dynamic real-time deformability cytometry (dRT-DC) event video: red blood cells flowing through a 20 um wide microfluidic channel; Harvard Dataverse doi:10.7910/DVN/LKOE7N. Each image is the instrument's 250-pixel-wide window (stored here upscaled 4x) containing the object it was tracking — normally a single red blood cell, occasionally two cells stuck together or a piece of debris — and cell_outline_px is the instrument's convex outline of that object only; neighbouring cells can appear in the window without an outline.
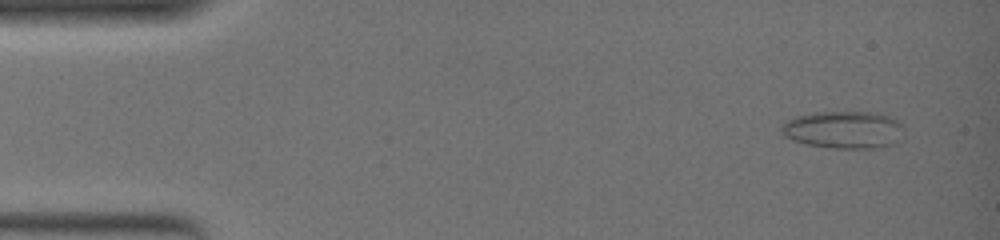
{"species": "common noctule bat (a hibernating species)", "species_latin": "Nyctalus noctula", "temperature_condition": "warm", "stored_images_in_passage": 52, "camera_frame_rate_fps": 3000, "um_per_image_px": 0.085, "animal": {"sex": "female", "body_mass_g": 19.0, "forearm_length_mm": 51.5}, "frame": {"image": 1, "passage_image": 4, "time_ms": 1.0, "image_size_px": [1000, 240], "cell_outline_px": [[904, 128], [892, 144], [876, 148], [832, 148], [804, 144], [792, 140], [784, 136], [780, 132], [780, 124], [796, 116], [812, 112], [872, 112], [888, 116], [904, 124]], "centroid_in_image_um": [71.64, 11.02], "position_along_channel_um": 13.4, "area_um2": 26.76}}
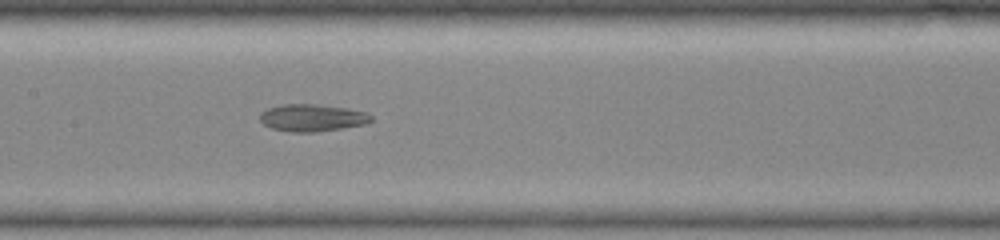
{"frame": {"image": 2, "passage_image": 27, "time_ms": 8.667, "image_size_px": [1000, 240], "cell_outline_px": [[372, 120], [364, 124], [316, 132], [288, 132], [272, 128], [264, 124], [260, 120], [260, 112], [268, 108], [284, 104], [316, 104], [348, 108], [368, 112], [372, 116]], "centroid_in_image_um": [26.53, 10.0], "position_along_channel_um": 180.9, "area_um2": 17.63}}
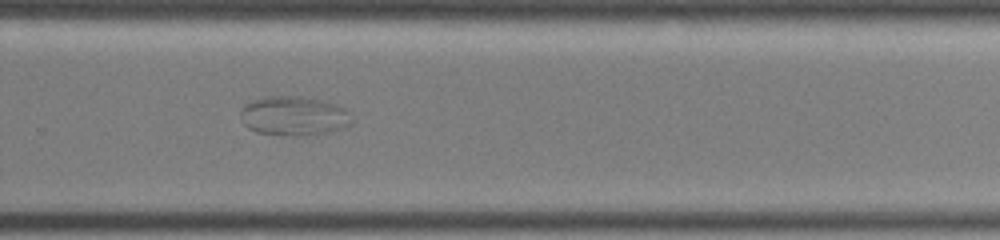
{"frame": {"image": 3, "passage_image": 37, "time_ms": 12.0, "image_size_px": [1000, 240], "cell_outline_px": [[356, 120], [352, 124], [344, 128], [328, 132], [304, 136], [284, 136], [256, 132], [248, 128], [244, 124], [240, 116], [240, 108], [244, 104], [252, 100], [264, 96], [300, 96], [320, 100], [336, 104], [352, 112]], "centroid_in_image_um": [25.01, 9.86], "position_along_channel_um": 304.8, "area_um2": 26.24}}